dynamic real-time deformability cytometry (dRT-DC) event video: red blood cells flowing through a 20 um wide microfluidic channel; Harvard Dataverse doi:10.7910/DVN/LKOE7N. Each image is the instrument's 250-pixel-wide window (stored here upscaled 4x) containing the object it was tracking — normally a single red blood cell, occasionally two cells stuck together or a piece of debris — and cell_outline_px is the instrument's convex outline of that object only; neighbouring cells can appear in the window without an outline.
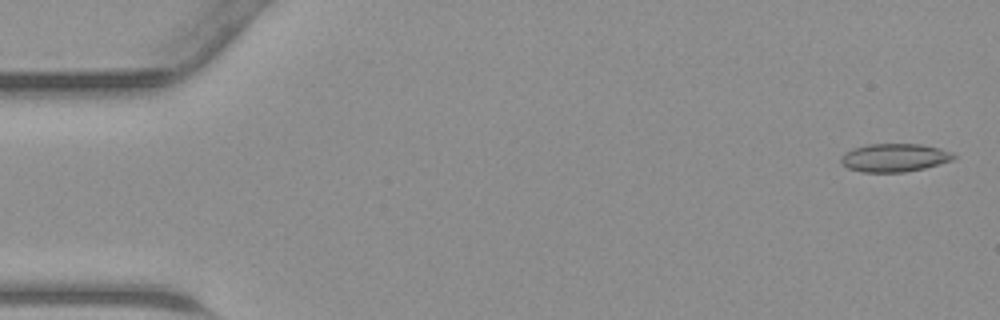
{"species": "common noctule bat (a hibernating species)", "species_latin": "Nyctalus noctula", "temperature_condition": "warm", "stored_images_in_passage": 45, "camera_frame_rate_fps": 3000, "um_per_image_px": 0.085, "animal": {"sex": "male", "body_mass_g": 23.1, "forearm_length_mm": 52.7}, "frame": {"image": 1, "passage_image": 2, "time_ms": 0.333, "image_size_px": [1000, 320], "cell_outline_px": [[956, 156], [952, 160], [924, 168], [904, 172], [860, 172], [848, 168], [840, 164], [840, 156], [844, 152], [852, 148], [868, 144], [920, 144], [940, 148], [952, 152]], "centroid_in_image_um": [75.97, 13.4], "position_along_channel_um": 9.0, "area_um2": 18.67}}
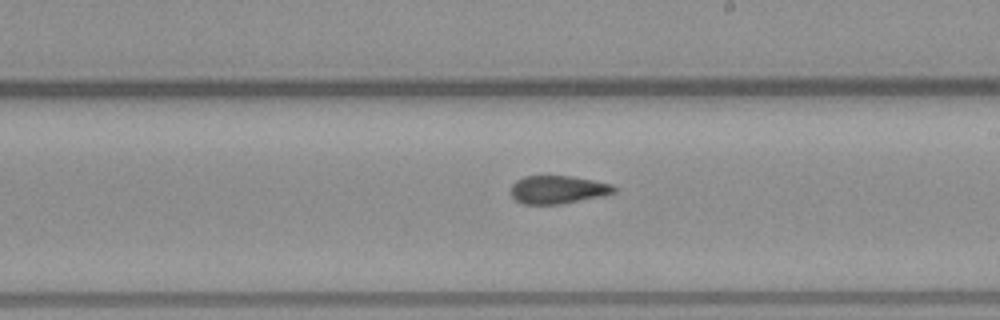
{"frame": {"image": 2, "passage_image": 26, "time_ms": 8.333, "image_size_px": [1000, 320], "cell_outline_px": [[620, 188], [616, 192], [604, 196], [560, 204], [524, 204], [516, 200], [512, 196], [512, 184], [516, 180], [524, 176], [572, 176], [612, 184]], "centroid_in_image_um": [47.47, 16.12], "position_along_channel_um": 241.5, "area_um2": 16.99}}
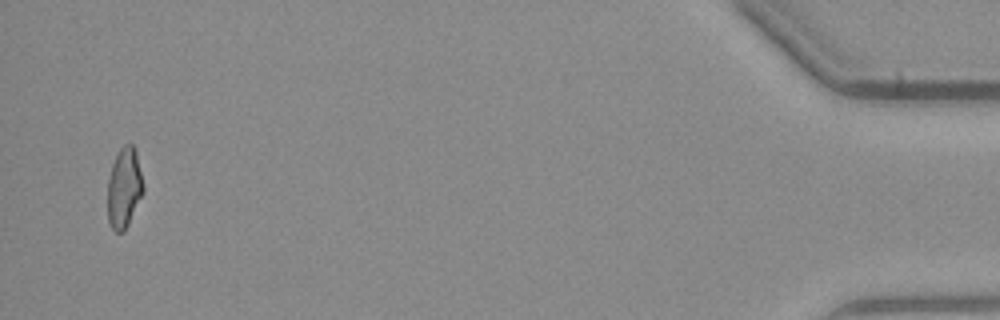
{"frame": {"image": 3, "passage_image": 44, "time_ms": 14.333, "image_size_px": [1000, 320], "cell_outline_px": [[144, 192], [124, 232], [116, 232], [112, 228], [108, 220], [108, 176], [112, 164], [120, 148], [124, 144], [132, 144], [136, 148], [144, 188]], "centroid_in_image_um": [10.56, 15.95], "position_along_channel_um": 424.6, "area_um2": 16.76}}